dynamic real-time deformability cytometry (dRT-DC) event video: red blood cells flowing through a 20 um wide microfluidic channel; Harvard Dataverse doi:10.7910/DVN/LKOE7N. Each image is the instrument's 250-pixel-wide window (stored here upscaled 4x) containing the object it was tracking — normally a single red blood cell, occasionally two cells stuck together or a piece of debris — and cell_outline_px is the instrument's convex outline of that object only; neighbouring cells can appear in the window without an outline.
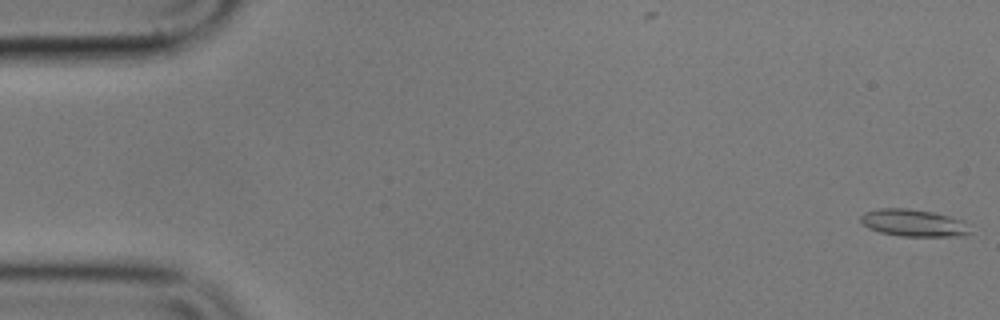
{"species": "common noctule bat (a hibernating species)", "species_latin": "Nyctalus noctula", "temperature_condition": "cold", "stored_images_in_passage": 56, "camera_frame_rate_fps": 3000, "um_per_image_px": 0.085, "animal": {"sex": "male", "body_mass_g": 17.9}, "frame": {"image": 1, "passage_image": 1, "time_ms": 0.0, "image_size_px": [1000, 320], "cell_outline_px": [[972, 232], [964, 236], [900, 236], [880, 232], [868, 228], [860, 220], [860, 216], [864, 212], [880, 208], [908, 208], [932, 212], [964, 220]], "centroid_in_image_um": [77.66, 18.95], "position_along_channel_um": 7.3, "area_um2": 17.4}}
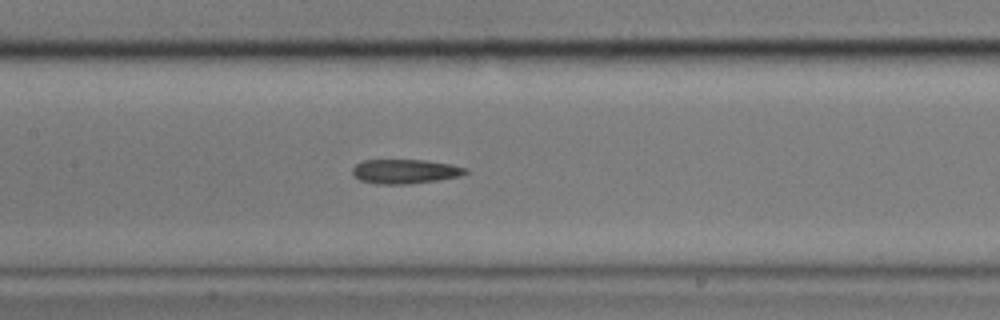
{"frame": {"image": 2, "passage_image": 26, "time_ms": 8.333, "image_size_px": [1000, 320], "cell_outline_px": [[468, 172], [460, 176], [440, 180], [408, 184], [376, 184], [360, 180], [352, 172], [352, 168], [360, 160], [428, 160], [452, 164], [468, 168]], "centroid_in_image_um": [34.46, 14.56], "position_along_channel_um": 172.9, "area_um2": 16.24}}
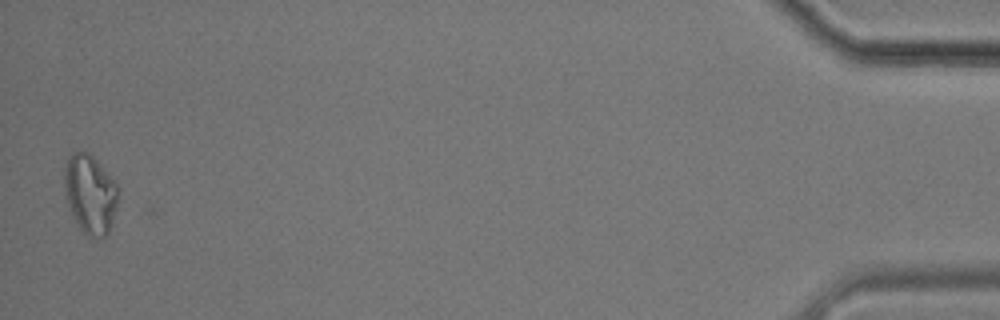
{"frame": {"image": 3, "passage_image": 55, "time_ms": 18.0, "image_size_px": [1000, 320], "cell_outline_px": [[120, 192], [112, 224], [108, 232], [104, 236], [88, 236], [80, 228], [64, 196], [64, 168], [68, 156], [72, 152], [88, 152], [96, 160], [116, 184]], "centroid_in_image_um": [7.66, 16.47], "position_along_channel_um": 427.5, "area_um2": 24.57}, "authors_computed_cell_mechanics": {"area_um2": 16.3574, "velocity_mm_per_s": 3.573, "shape_relaxation_time_tau1_ms": 7.2145, "shape_relaxation_time_tau2_ms": 7.1749, "deformation_change_tau1": 0.2118, "deformation_change_tau2": 0.2116}}